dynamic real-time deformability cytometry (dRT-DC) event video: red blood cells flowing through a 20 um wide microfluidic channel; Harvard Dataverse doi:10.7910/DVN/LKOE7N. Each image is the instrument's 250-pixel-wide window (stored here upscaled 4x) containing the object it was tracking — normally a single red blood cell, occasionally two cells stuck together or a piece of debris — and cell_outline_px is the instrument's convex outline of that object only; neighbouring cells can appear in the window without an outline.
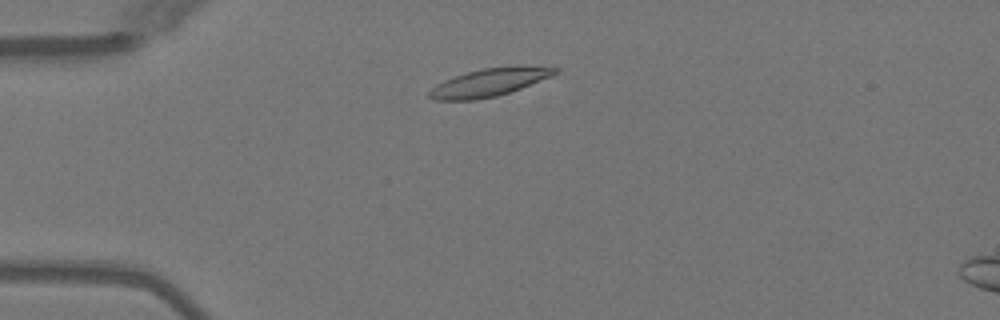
{"species": "Egyptian fruit bat (a non-hibernating species)", "species_latin": "Rousettus aegyptiacus", "temperature_condition": "warm", "stored_images_in_passage": 45, "camera_frame_rate_fps": 3000, "um_per_image_px": 0.085, "animal": {"sex": "female"}, "frame": {"image": 1, "passage_image": 7, "time_ms": 2.0, "image_size_px": [1000, 320], "cell_outline_px": [[560, 72], [552, 76], [520, 88], [496, 96], [476, 100], [436, 100], [428, 96], [428, 92], [436, 84], [444, 80], [468, 72], [484, 68], [516, 64], [520, 64], [560, 68]], "centroid_in_image_um": [41.65, 6.97], "position_along_channel_um": 43.3, "area_um2": 20.63}}
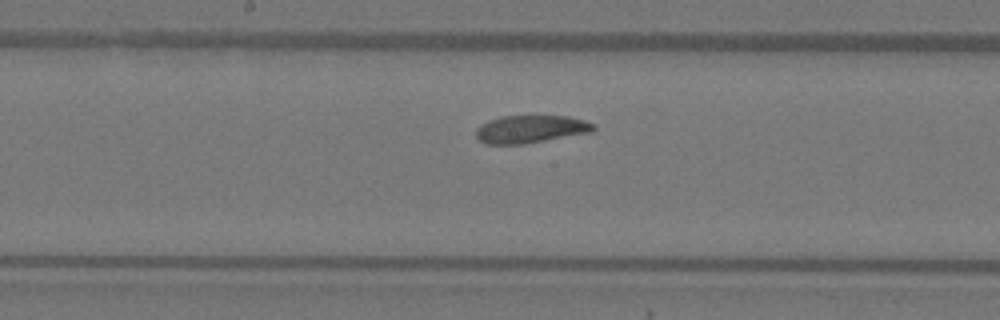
{"frame": {"image": 2, "passage_image": 21, "time_ms": 6.667, "image_size_px": [1000, 320], "cell_outline_px": [[596, 128], [592, 132], [524, 144], [488, 144], [480, 140], [476, 136], [476, 128], [480, 124], [488, 120], [500, 116], [568, 116], [584, 120], [596, 124]], "centroid_in_image_um": [45.11, 10.97], "position_along_channel_um": 203.1, "area_um2": 19.07}}
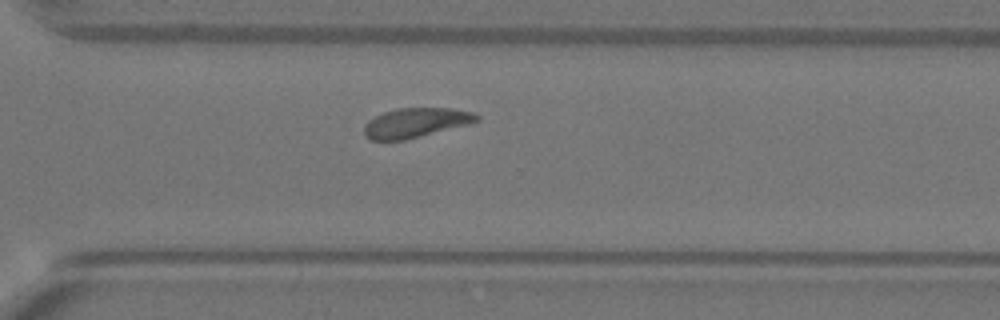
{"frame": {"image": 3, "passage_image": 31, "time_ms": 10.0, "image_size_px": [1000, 320], "cell_outline_px": [[480, 120], [468, 124], [404, 140], [372, 140], [364, 132], [364, 124], [376, 116], [384, 112], [396, 108], [452, 108], [476, 112], [480, 116]], "centroid_in_image_um": [35.38, 10.41], "position_along_channel_um": 335.2, "area_um2": 19.25}, "authors_computed_cell_mechanics": {"area_um2": 19.7098, "velocity_mm_per_s": 3.9773, "shape_relaxation_time_tau1_ms": 3.0227, "shape_relaxation_time_tau2_ms": 3.8002, "deformation_change_tau1": 0.1224, "deformation_change_tau2": 0.1031}}